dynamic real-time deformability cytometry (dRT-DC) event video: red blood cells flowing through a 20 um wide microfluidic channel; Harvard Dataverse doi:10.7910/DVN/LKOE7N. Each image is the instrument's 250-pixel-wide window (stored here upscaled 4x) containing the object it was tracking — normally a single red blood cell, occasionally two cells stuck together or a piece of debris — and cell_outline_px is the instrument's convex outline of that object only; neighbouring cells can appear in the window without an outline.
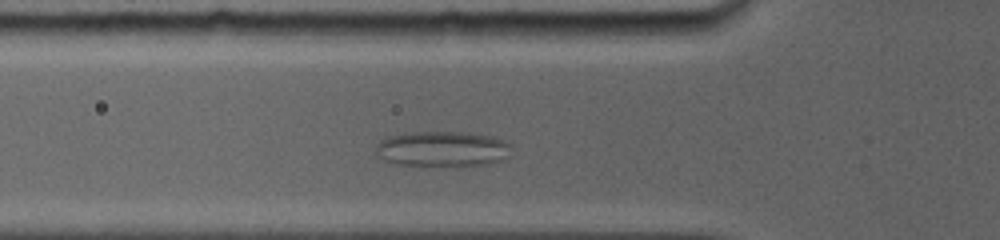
{"species": "common noctule bat (a hibernating species)", "species_latin": "Nyctalus noctula", "temperature_condition": "room temperature", "stored_images_in_passage": 18, "camera_frame_rate_fps": 5000, "um_per_image_px": 0.085, "animal": {"sex": "female", "body_mass_g": 19.0, "forearm_length_mm": 56.7}, "frame": {"image": 1, "passage_image": 8, "time_ms": 2.4, "image_size_px": [1000, 240], "cell_outline_px": [[512, 156], [488, 164], [396, 164], [384, 160], [376, 156], [376, 144], [380, 140], [388, 136], [404, 132], [468, 132], [492, 136], [504, 140], [512, 144]], "centroid_in_image_um": [37.63, 12.62], "position_along_channel_um": 88.2, "area_um2": 27.92}}
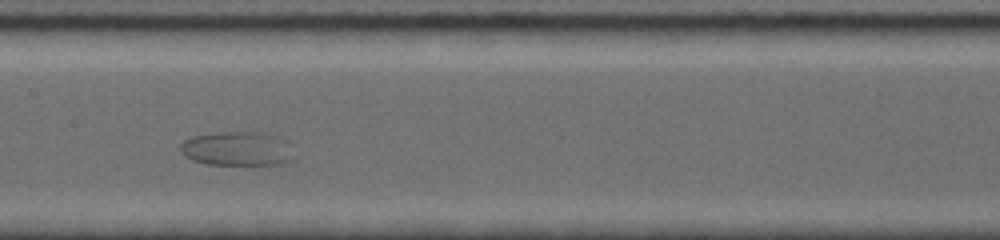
{"frame": {"image": 2, "passage_image": 16, "time_ms": 5.2, "image_size_px": [1000, 240], "cell_outline_px": [[296, 156], [292, 160], [280, 164], [208, 164], [192, 160], [184, 156], [180, 152], [180, 144], [184, 140], [192, 136], [224, 132], [264, 132], [284, 136]], "centroid_in_image_um": [20.22, 12.63], "position_along_channel_um": 187.2, "area_um2": 23.0}}